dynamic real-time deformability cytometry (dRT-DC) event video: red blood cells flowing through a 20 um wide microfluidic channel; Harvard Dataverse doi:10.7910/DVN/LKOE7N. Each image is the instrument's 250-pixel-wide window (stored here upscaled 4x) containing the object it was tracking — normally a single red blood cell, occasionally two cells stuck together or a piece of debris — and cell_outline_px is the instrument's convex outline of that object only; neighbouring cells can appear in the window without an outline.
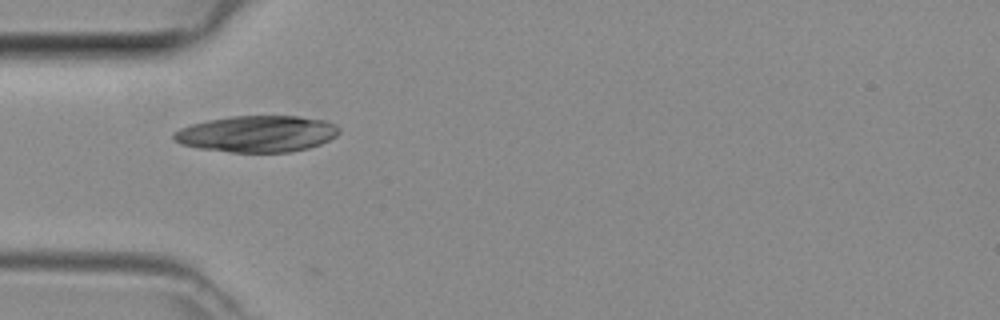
{"species": "common noctule bat (a hibernating species)", "species_latin": "Nyctalus noctula", "temperature_condition": "room temperature", "stored_images_in_passage": 3, "camera_frame_rate_fps": 3000, "um_per_image_px": 0.085, "animal": {"sex": "female", "body_mass_g": 29.2, "forearm_length_mm": 56.3}, "frame": {"image": 1, "passage_image": 1, "time_ms": 0.0, "image_size_px": [1000, 320], "cell_outline_px": [[340, 132], [336, 136], [320, 144], [308, 148], [288, 152], [232, 152], [200, 148], [184, 144], [176, 140], [172, 136], [172, 132], [180, 128], [192, 124], [208, 120], [232, 116], [300, 116], [324, 120], [336, 124], [340, 128]], "centroid_in_image_um": [21.89, 11.37], "position_along_channel_um": 63.1, "area_um2": 34.97}}